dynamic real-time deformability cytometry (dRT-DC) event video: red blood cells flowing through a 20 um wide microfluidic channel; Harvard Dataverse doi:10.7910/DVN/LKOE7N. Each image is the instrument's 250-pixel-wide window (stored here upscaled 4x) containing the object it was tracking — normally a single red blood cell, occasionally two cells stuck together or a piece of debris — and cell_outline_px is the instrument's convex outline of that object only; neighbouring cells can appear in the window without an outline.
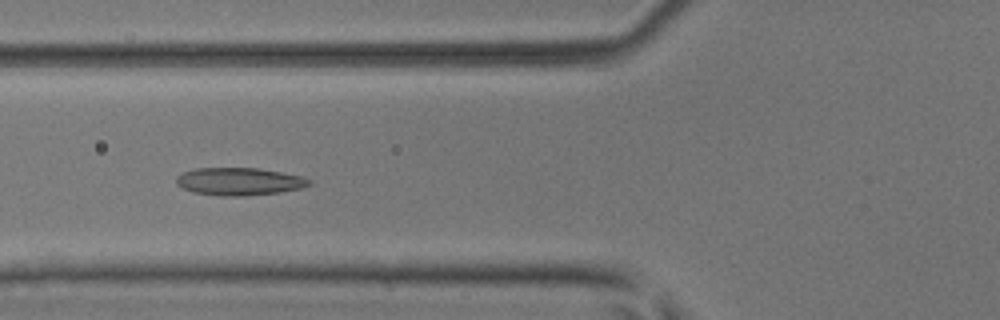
{"species": "common noctule bat (a hibernating species)", "species_latin": "Nyctalus noctula", "temperature_condition": "room temperature", "stored_images_in_passage": 50, "camera_frame_rate_fps": 3000, "um_per_image_px": 0.085, "animal": {"sex": "male", "body_mass_g": 17.9, "forearm_length_mm": 54.2}, "frame": {"image": 1, "passage_image": 20, "time_ms": 6.333, "image_size_px": [1000, 320], "cell_outline_px": [[312, 184], [300, 188], [280, 192], [244, 196], [220, 196], [192, 192], [176, 184], [176, 176], [184, 172], [196, 168], [256, 168], [280, 172], [300, 176], [312, 180]], "centroid_in_image_um": [20.32, 15.43], "position_along_channel_um": 105.5, "area_um2": 21.33}}
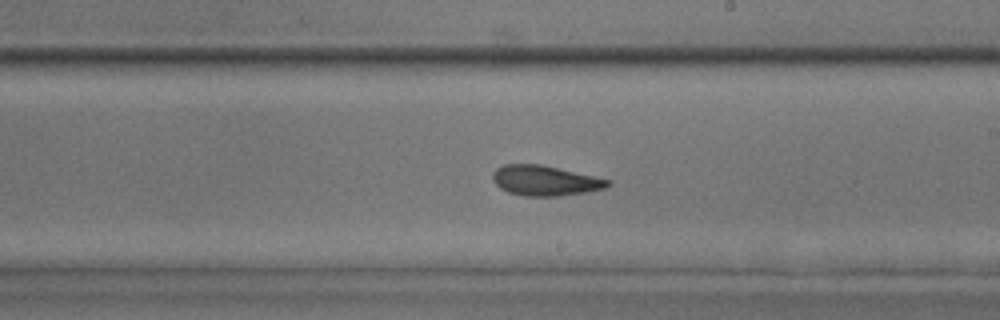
{"frame": {"image": 2, "passage_image": 30, "time_ms": 9.667, "image_size_px": [1000, 320], "cell_outline_px": [[612, 184], [604, 188], [584, 192], [560, 196], [524, 196], [508, 192], [500, 188], [492, 180], [492, 172], [496, 168], [504, 164], [540, 164], [612, 180]], "centroid_in_image_um": [46.3, 15.35], "position_along_channel_um": 242.7, "area_um2": 20.23}}
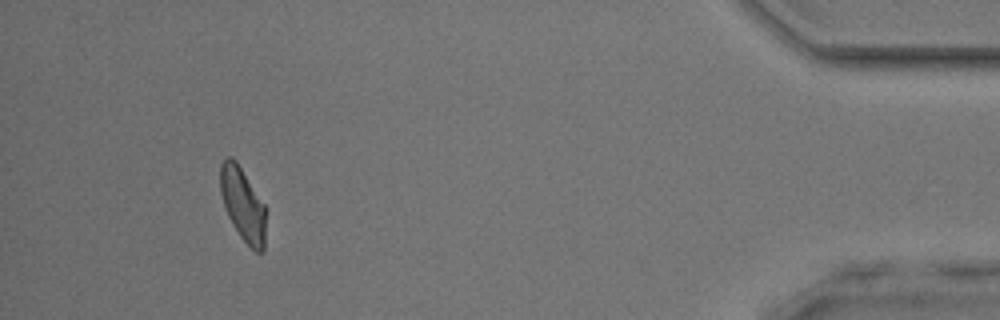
{"frame": {"image": 3, "passage_image": 47, "time_ms": 15.333, "image_size_px": [1000, 320], "cell_outline_px": [[264, 252], [256, 252], [240, 236], [232, 224], [224, 208], [220, 192], [220, 164], [228, 156], [232, 156], [236, 160], [264, 204]], "centroid_in_image_um": [20.6, 17.34], "position_along_channel_um": 414.6, "area_um2": 19.19}, "authors_computed_cell_mechanics": {"area_um2": 20.6346, "velocity_mm_per_s": 4.1323, "shape_relaxation_time_tau1_ms": 6.2956, "shape_relaxation_time_tau2_ms": 2.5806, "deformation_change_tau1": 0.1394, "deformation_change_tau2": 0.0986}}